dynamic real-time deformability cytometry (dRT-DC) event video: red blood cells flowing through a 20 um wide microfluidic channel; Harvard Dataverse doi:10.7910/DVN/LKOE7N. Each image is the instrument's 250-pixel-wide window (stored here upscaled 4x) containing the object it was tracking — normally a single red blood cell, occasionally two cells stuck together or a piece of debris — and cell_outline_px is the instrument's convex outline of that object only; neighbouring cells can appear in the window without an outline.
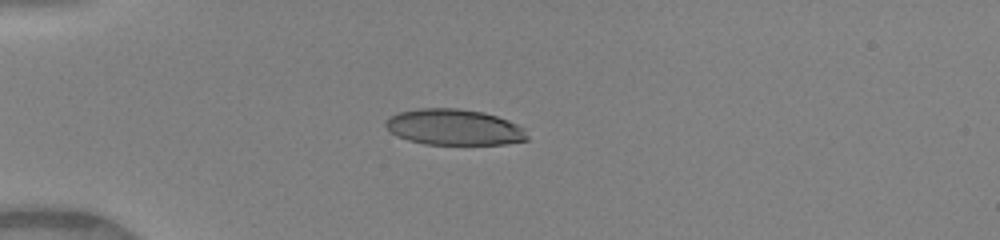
{"species": "human", "species_latin": "Homo sapiens", "temperature_condition": "warm", "stored_images_in_passage": 36, "camera_frame_rate_fps": 3000, "um_per_image_px": 0.085, "donor": {"sex": "female"}, "frame": {"image": 1, "passage_image": 1, "time_ms": 0.0, "image_size_px": [1000, 240], "cell_outline_px": [[528, 140], [504, 144], [424, 144], [408, 140], [396, 136], [384, 124], [388, 116], [400, 112], [420, 108], [456, 108], [484, 112], [508, 120], [524, 128], [528, 136]], "centroid_in_image_um": [38.59, 10.81], "position_along_channel_um": 46.4, "area_um2": 29.65}}
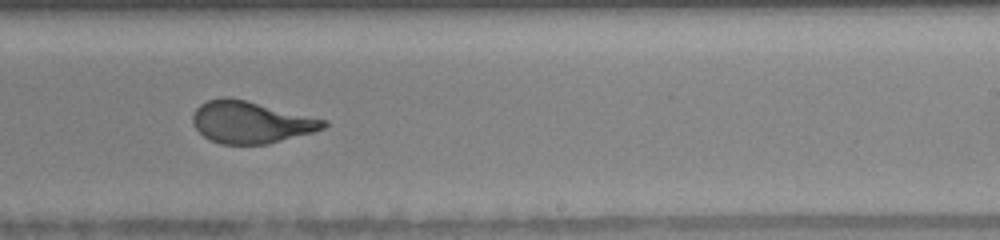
{"frame": {"image": 2, "passage_image": 19, "time_ms": 6.0, "image_size_px": [1000, 240], "cell_outline_px": [[328, 124], [324, 128], [312, 132], [268, 144], [220, 144], [204, 136], [192, 124], [192, 116], [196, 108], [200, 104], [208, 100], [220, 96], [228, 96], [328, 120]], "centroid_in_image_um": [21.3, 10.38], "position_along_channel_um": 267.7, "area_um2": 31.91}}
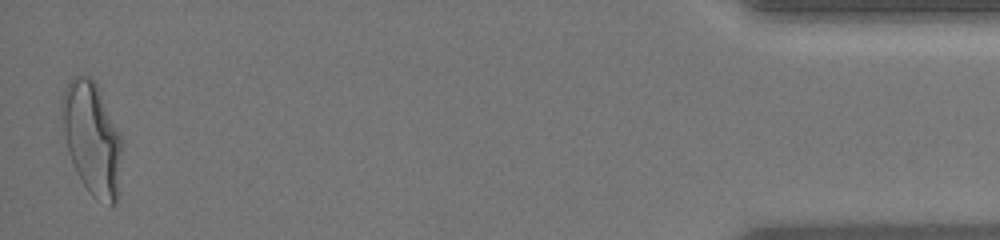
{"frame": {"image": 3, "passage_image": 36, "time_ms": 11.667, "image_size_px": [1000, 240], "cell_outline_px": [[120, 152], [116, 204], [112, 204], [92, 196], [76, 172], [68, 148], [64, 132], [60, 112], [60, 100], [64, 88], [76, 76], [88, 76], [96, 84], [120, 136]], "centroid_in_image_um": [7.76, 11.72], "position_along_channel_um": 427.4, "area_um2": 37.92}, "authors_computed_cell_mechanics": {"area_um2": 32.5992, "velocity_mm_per_s": 4.1526, "shape_relaxation_time_tau1_ms": 3.7696, "shape_relaxation_time_tau2_ms": null, "deformation_change_tau1": 0.2077, "deformation_change_tau2": null}}